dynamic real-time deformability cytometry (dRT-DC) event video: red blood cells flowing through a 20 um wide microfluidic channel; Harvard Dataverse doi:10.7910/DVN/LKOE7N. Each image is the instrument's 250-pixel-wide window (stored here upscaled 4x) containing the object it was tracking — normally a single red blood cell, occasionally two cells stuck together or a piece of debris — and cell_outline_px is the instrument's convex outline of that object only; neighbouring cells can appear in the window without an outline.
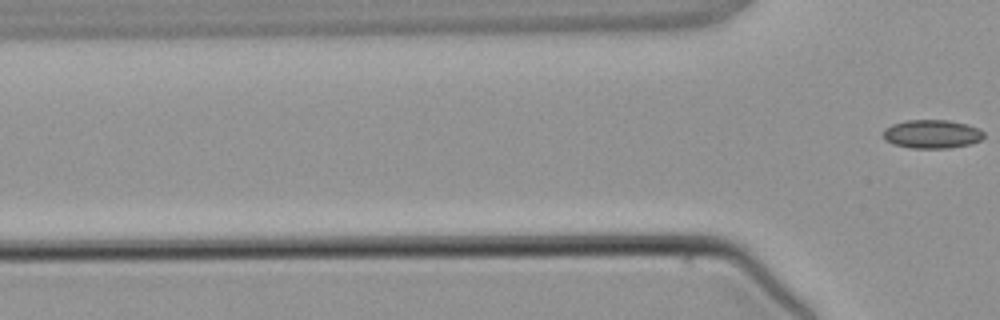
{"species": "common noctule bat (a hibernating species)", "species_latin": "Nyctalus noctula", "temperature_condition": "warm", "stored_images_in_passage": 4, "camera_frame_rate_fps": 3000, "um_per_image_px": 0.085, "animal": {"sex": "male", "body_mass_g": 21.5, "forearm_length_mm": 52.0}, "frame": {"image": 1, "passage_image": 4, "time_ms": 5.0, "image_size_px": [1000, 320], "cell_outline_px": [[984, 136], [980, 140], [972, 144], [948, 148], [912, 148], [892, 144], [884, 140], [884, 128], [892, 124], [904, 120], [948, 120], [968, 124], [984, 132]], "centroid_in_image_um": [79.2, 11.39], "position_along_channel_um": 46.6, "area_um2": 16.88}}